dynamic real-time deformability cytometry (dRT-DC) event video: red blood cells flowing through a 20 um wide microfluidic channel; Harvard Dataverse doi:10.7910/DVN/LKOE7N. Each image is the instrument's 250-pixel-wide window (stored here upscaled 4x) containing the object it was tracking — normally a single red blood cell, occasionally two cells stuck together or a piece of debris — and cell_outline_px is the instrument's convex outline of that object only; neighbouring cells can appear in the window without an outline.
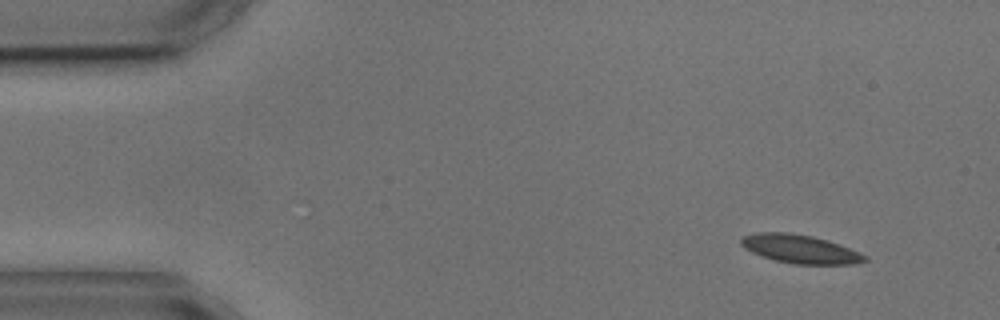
{"species": "common noctule bat (a hibernating species)", "species_latin": "Nyctalus noctula", "temperature_condition": "cold", "stored_images_in_passage": 4, "segment_of_instrument_passage": [1, 2], "camera_frame_rate_fps": 3000, "um_per_image_px": 0.085, "animal": {"sex": "male", "body_mass_g": 17.9, "forearm_length_mm": 54.2}, "frame": {"image": 1, "passage_image": 1, "time_ms": 0.0, "image_size_px": [1000, 320], "cell_outline_px": [[868, 260], [856, 264], [796, 264], [776, 260], [752, 252], [744, 248], [740, 244], [740, 240], [744, 236], [760, 232], [788, 232], [812, 236], [828, 240], [860, 252], [868, 256]], "centroid_in_image_um": [68.05, 21.16], "position_along_channel_um": 17.0, "area_um2": 20.46}}
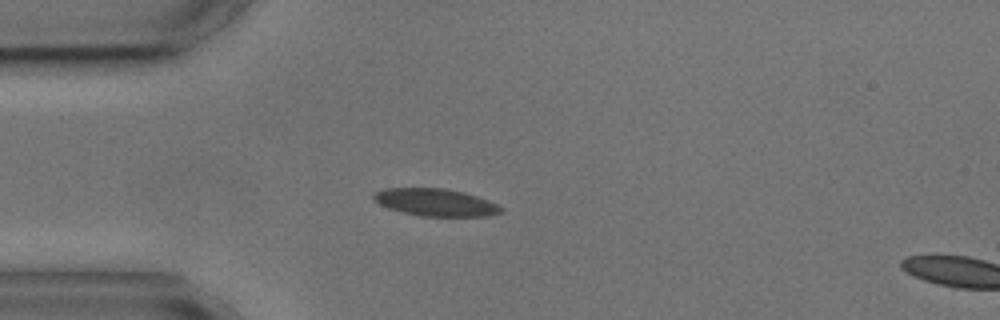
{"frame": {"image": 2, "passage_image": 3, "time_ms": 3.0, "image_size_px": [1000, 320], "cell_outline_px": [[504, 212], [488, 216], [420, 216], [388, 208], [372, 200], [372, 192], [384, 188], [444, 188], [464, 192], [488, 200], [504, 208]], "centroid_in_image_um": [37.0, 17.19], "position_along_channel_um": 48.0, "area_um2": 20.46}}